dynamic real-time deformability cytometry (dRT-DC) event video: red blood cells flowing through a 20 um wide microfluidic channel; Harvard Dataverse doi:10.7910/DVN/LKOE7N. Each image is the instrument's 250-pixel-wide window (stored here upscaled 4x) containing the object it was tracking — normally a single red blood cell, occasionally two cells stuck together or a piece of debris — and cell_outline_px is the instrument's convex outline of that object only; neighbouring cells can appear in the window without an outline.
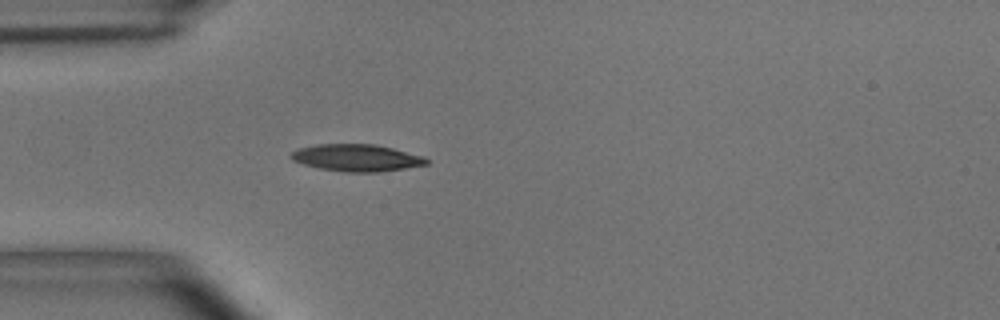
{"species": "common noctule bat (a hibernating species)", "species_latin": "Nyctalus noctula", "temperature_condition": "room temperature", "stored_images_in_passage": 5, "camera_frame_rate_fps": 3000, "um_per_image_px": 0.085, "animal": {"sex": "male", "body_mass_g": 15.6}, "frame": {"image": 1, "passage_image": 5, "time_ms": 1.333, "image_size_px": [1000, 320], "cell_outline_px": [[428, 164], [380, 172], [344, 172], [320, 168], [304, 164], [292, 160], [288, 156], [292, 152], [300, 148], [320, 144], [376, 144], [424, 156], [428, 160]], "centroid_in_image_um": [30.32, 13.41], "position_along_channel_um": 54.7, "area_um2": 21.21}}